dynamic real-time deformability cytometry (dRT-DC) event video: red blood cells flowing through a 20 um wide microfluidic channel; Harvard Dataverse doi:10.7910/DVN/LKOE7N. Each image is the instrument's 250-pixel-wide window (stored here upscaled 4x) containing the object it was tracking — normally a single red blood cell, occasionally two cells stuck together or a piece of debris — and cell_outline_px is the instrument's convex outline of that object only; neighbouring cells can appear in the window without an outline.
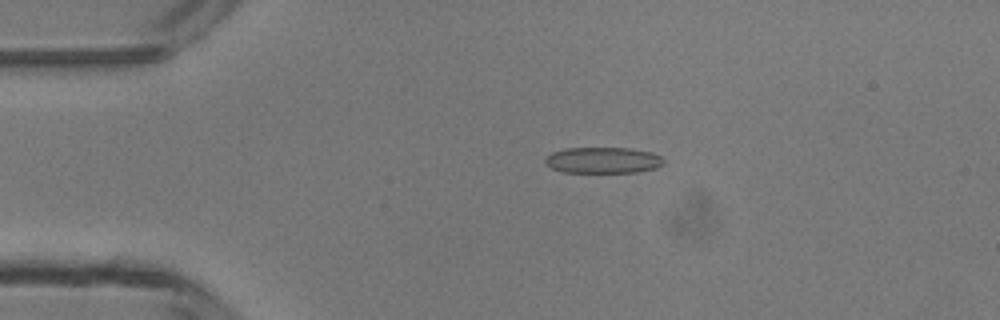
{"species": "common noctule bat (a hibernating species)", "species_latin": "Nyctalus noctula", "temperature_condition": "room temperature", "stored_images_in_passage": 4, "camera_frame_rate_fps": 3000, "um_per_image_px": 0.085, "animal": {"sex": "male", "body_mass_g": 13.3}, "frame": {"image": 1, "passage_image": 3, "time_ms": 2.333, "image_size_px": [1000, 320], "cell_outline_px": [[664, 164], [656, 168], [636, 172], [560, 172], [544, 164], [544, 160], [552, 152], [564, 148], [628, 148], [652, 152], [660, 156], [664, 160]], "centroid_in_image_um": [51.24, 13.62], "position_along_channel_um": 33.8, "area_um2": 18.09}}